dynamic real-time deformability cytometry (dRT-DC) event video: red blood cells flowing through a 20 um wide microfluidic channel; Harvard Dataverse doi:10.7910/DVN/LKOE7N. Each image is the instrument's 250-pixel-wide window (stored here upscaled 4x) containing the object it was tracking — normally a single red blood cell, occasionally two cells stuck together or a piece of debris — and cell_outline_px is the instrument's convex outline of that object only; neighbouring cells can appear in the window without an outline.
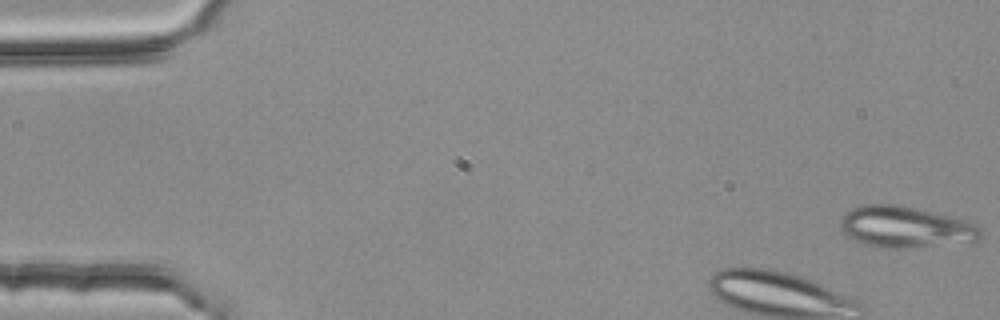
{"species": "common noctule bat (a hibernating species)", "species_latin": "Nyctalus noctula", "temperature_condition": "room temperature", "stored_images_in_passage": 5, "camera_frame_rate_fps": 3000, "um_per_image_px": 0.085, "animal": {"sex": "female", "body_mass_g": 25.1}, "frame": {"image": 1, "passage_image": 1, "time_ms": 0.0, "image_size_px": [1000, 320], "cell_outline_px": [[980, 240], [976, 244], [908, 248], [880, 248], [864, 244], [848, 236], [840, 228], [840, 216], [852, 208], [864, 204], [900, 204], [964, 220], [976, 224], [980, 228]], "centroid_in_image_um": [77.01, 19.33], "position_along_channel_um": 8.0, "area_um2": 34.51}}